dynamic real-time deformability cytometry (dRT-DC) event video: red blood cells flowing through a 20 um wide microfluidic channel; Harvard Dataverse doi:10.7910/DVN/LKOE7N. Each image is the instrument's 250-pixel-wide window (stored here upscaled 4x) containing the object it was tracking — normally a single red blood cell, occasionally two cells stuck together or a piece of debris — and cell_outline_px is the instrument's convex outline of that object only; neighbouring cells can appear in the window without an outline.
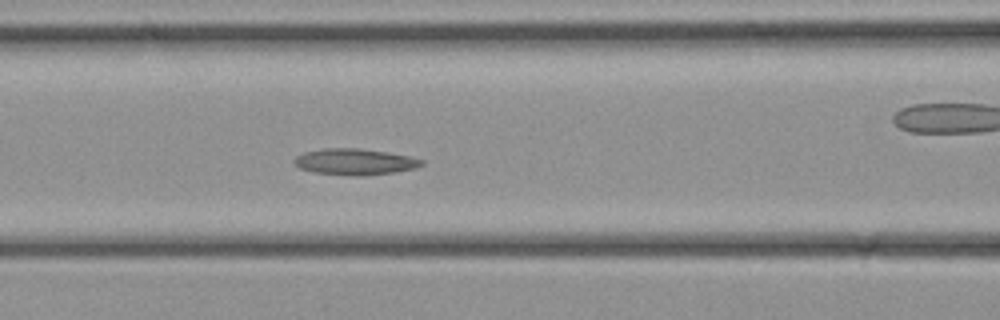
{"species": "common noctule bat (a hibernating species)", "species_latin": "Nyctalus noctula", "temperature_condition": "cold", "stored_images_in_passage": 35, "camera_frame_rate_fps": 3000, "um_per_image_px": 0.085, "animal": {"sex": "female", "body_mass_g": 21.9}, "frame": {"image": 1, "passage_image": 14, "time_ms": 4.333, "image_size_px": [1000, 320], "cell_outline_px": [[424, 164], [416, 168], [392, 172], [364, 176], [356, 176], [316, 172], [300, 168], [292, 160], [296, 156], [304, 152], [324, 148], [360, 148], [388, 152], [408, 156], [424, 160]], "centroid_in_image_um": [30.17, 13.74], "position_along_channel_um": 136.4, "area_um2": 19.36}}
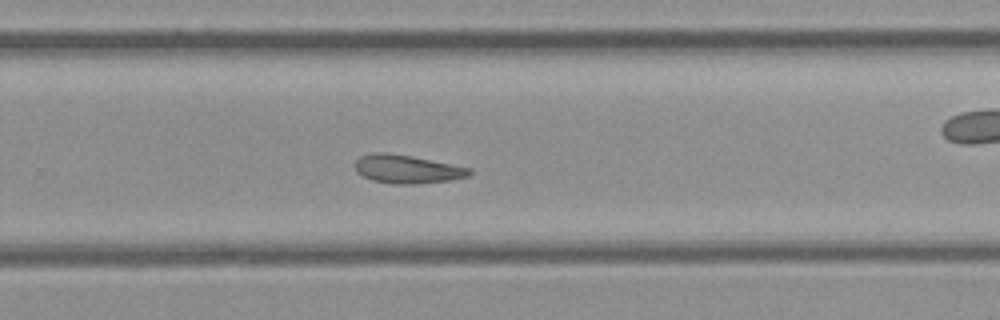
{"frame": {"image": 2, "passage_image": 22, "time_ms": 7.0, "image_size_px": [1000, 320], "cell_outline_px": [[472, 172], [468, 176], [448, 180], [416, 184], [392, 184], [372, 180], [356, 172], [356, 160], [360, 156], [376, 152], [384, 152], [412, 156], [472, 168]], "centroid_in_image_um": [34.6, 14.37], "position_along_channel_um": 295.2, "area_um2": 18.84}}
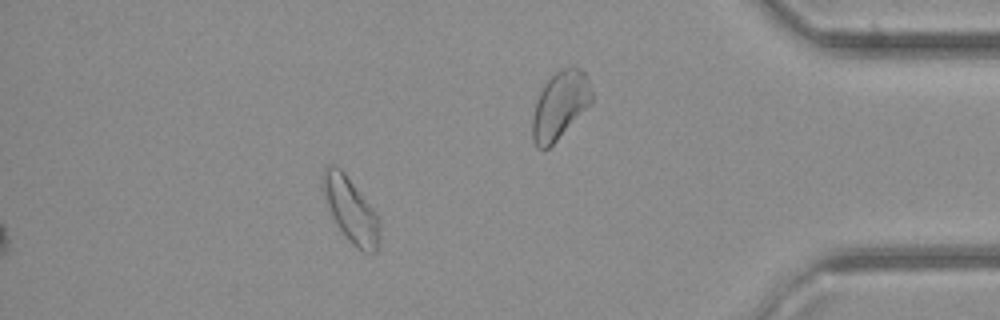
{"frame": {"image": 3, "passage_image": 30, "time_ms": 9.667, "image_size_px": [1000, 320], "cell_outline_px": [[380, 236], [376, 252], [360, 252], [344, 236], [336, 224], [324, 200], [320, 184], [320, 176], [324, 168], [328, 164], [332, 164], [340, 168], [344, 172], [376, 212], [380, 220]], "centroid_in_image_um": [29.78, 17.83], "position_along_channel_um": 405.4, "area_um2": 21.96}}